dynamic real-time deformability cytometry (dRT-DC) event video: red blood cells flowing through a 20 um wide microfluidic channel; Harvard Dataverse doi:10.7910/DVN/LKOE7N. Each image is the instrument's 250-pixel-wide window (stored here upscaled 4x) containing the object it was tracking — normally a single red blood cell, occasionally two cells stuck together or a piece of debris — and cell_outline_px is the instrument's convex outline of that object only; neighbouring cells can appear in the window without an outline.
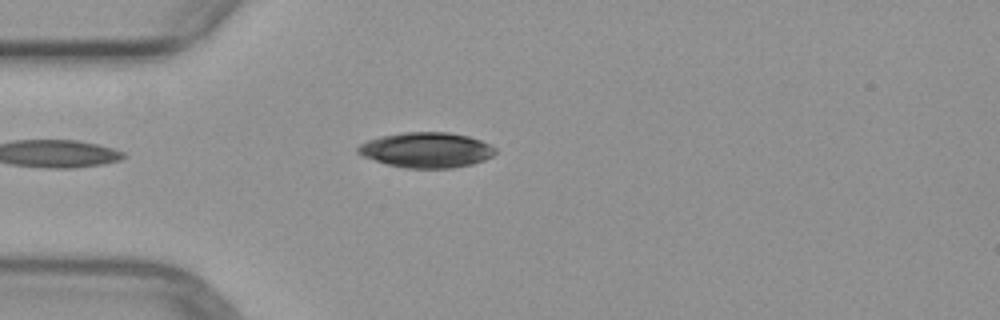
{"species": "common noctule bat (a hibernating species)", "species_latin": "Nyctalus noctula", "temperature_condition": "warm", "stored_images_in_passage": 1, "camera_frame_rate_fps": 3000, "um_per_image_px": 0.085, "animal": {"sex": "female", "body_mass_g": 29.2, "forearm_length_mm": 56.3}, "frame": {"image": 1, "passage_image": 1, "time_ms": 0.0, "image_size_px": [1000, 320], "cell_outline_px": [[496, 152], [492, 156], [484, 160], [472, 164], [452, 168], [404, 168], [388, 164], [364, 156], [356, 152], [356, 148], [360, 144], [368, 140], [380, 136], [404, 132], [448, 132], [468, 136], [480, 140], [496, 148]], "centroid_in_image_um": [36.25, 12.74], "position_along_channel_um": 48.8, "area_um2": 28.15}}